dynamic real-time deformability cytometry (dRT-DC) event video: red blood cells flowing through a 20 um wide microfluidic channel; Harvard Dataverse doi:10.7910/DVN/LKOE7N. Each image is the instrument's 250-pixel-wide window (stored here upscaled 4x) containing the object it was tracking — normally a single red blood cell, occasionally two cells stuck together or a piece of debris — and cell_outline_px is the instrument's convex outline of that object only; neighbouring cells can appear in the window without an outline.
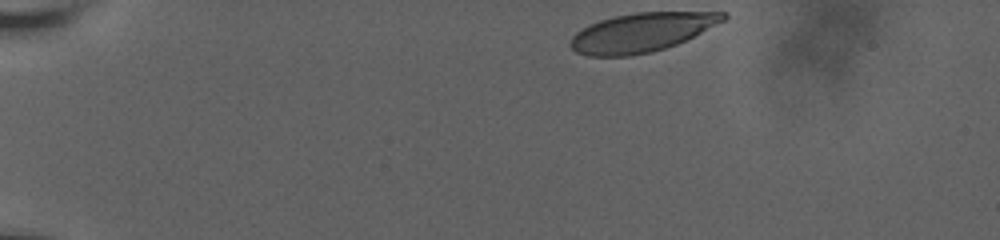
{"species": "human", "species_latin": "Homo sapiens", "temperature_condition": "room temperature", "stored_images_in_passage": 52, "camera_frame_rate_fps": 3000, "um_per_image_px": 0.085, "donor": {"sex": "male"}, "frame": {"image": 1, "passage_image": 1, "time_ms": 0.0, "image_size_px": [1000, 240], "cell_outline_px": [[728, 16], [724, 20], [676, 44], [652, 52], [628, 56], [588, 56], [576, 52], [568, 44], [572, 36], [576, 32], [588, 24], [600, 20], [616, 16], [636, 12], [728, 12]], "centroid_in_image_um": [54.48, 2.75], "position_along_channel_um": 30.5, "area_um2": 34.39}}
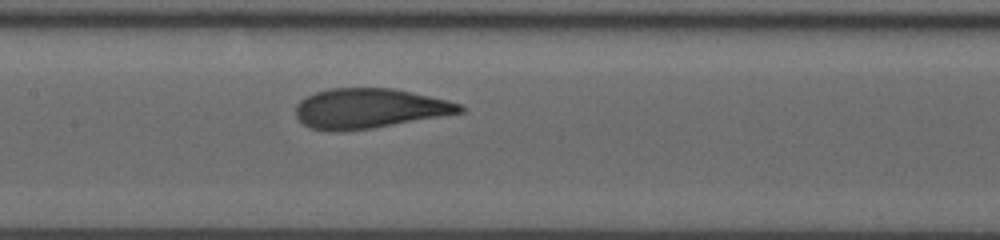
{"frame": {"image": 2, "passage_image": 31, "time_ms": 6.667, "image_size_px": [1000, 240], "cell_outline_px": [[464, 112], [372, 128], [344, 132], [336, 132], [312, 128], [304, 124], [296, 116], [296, 104], [300, 100], [316, 92], [328, 88], [392, 88], [448, 100], [460, 104], [464, 108]], "centroid_in_image_um": [31.37, 9.22], "position_along_channel_um": 176.0, "area_um2": 37.97}}
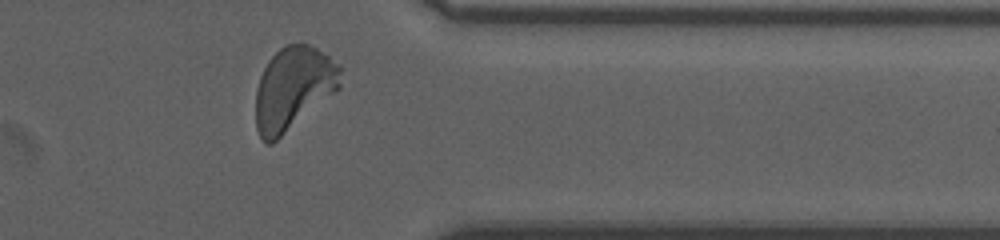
{"frame": {"image": 3, "passage_image": 50, "time_ms": 12.667, "image_size_px": [1000, 240], "cell_outline_px": [[340, 88], [336, 92], [272, 144], [264, 144], [256, 128], [256, 88], [260, 76], [268, 60], [280, 48], [288, 44], [308, 44], [316, 48], [340, 64]], "centroid_in_image_um": [24.92, 7.53], "position_along_channel_um": 386.5, "area_um2": 40.98}, "authors_computed_cell_mechanics": {"area_um2": 37.859, "velocity_mm_per_s": 3.6265, "shape_relaxation_time_tau1_ms": 3.0266, "shape_relaxation_time_tau2_ms": null, "deformation_change_tau1": 0.1475, "deformation_change_tau2": null}}